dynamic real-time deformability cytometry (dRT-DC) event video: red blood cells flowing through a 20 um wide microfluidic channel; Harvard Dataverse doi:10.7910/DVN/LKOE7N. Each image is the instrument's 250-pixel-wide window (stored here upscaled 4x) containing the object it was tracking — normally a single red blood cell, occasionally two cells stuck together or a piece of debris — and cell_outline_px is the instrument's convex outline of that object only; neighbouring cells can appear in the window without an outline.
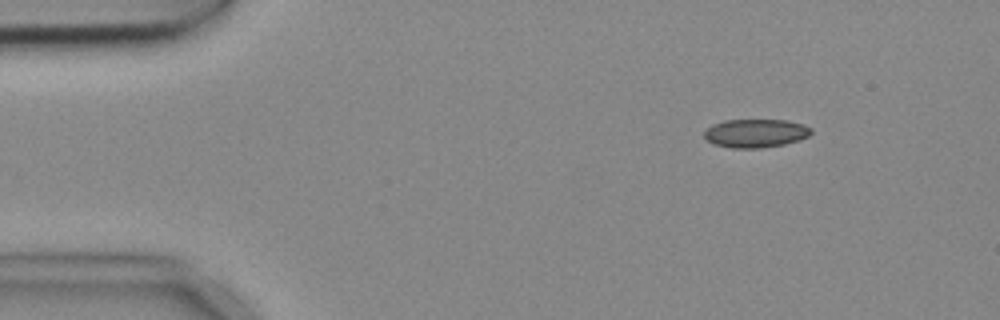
{"species": "common noctule bat (a hibernating species)", "species_latin": "Nyctalus noctula", "temperature_condition": "cold", "stored_images_in_passage": 3, "camera_frame_rate_fps": 3000, "um_per_image_px": 0.085, "animal": {"sex": "female", "body_mass_g": 18.4}, "frame": {"image": 1, "passage_image": 2, "time_ms": 0.333, "image_size_px": [1000, 320], "cell_outline_px": [[812, 132], [808, 136], [800, 140], [784, 144], [760, 148], [732, 148], [712, 144], [704, 136], [704, 132], [712, 124], [724, 120], [784, 120], [804, 124], [812, 128]], "centroid_in_image_um": [64.23, 11.32], "position_along_channel_um": 20.8, "area_um2": 17.8}}